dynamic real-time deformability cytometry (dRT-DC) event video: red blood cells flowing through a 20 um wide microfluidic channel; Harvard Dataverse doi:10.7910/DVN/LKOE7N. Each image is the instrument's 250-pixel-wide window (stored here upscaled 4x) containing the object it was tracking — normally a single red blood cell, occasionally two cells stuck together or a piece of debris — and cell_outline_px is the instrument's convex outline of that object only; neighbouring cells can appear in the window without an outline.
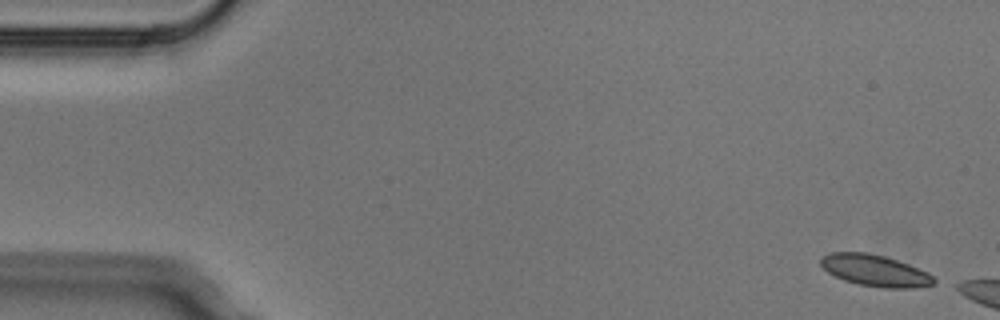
{"species": "Egyptian fruit bat (a non-hibernating species)", "species_latin": "Rousettus aegyptiacus", "temperature_condition": "cold", "stored_images_in_passage": 3, "camera_frame_rate_fps": 3000, "um_per_image_px": 0.085, "animal": {"sex": "male"}, "frame": {"image": 1, "passage_image": 1, "time_ms": 0.0, "image_size_px": [1000, 320], "cell_outline_px": [[936, 280], [932, 284], [916, 288], [884, 288], [860, 284], [844, 280], [828, 272], [820, 264], [820, 260], [824, 256], [832, 252], [868, 252], [884, 256], [908, 264], [928, 272]], "centroid_in_image_um": [74.39, 22.99], "position_along_channel_um": 10.6, "area_um2": 20.58}}